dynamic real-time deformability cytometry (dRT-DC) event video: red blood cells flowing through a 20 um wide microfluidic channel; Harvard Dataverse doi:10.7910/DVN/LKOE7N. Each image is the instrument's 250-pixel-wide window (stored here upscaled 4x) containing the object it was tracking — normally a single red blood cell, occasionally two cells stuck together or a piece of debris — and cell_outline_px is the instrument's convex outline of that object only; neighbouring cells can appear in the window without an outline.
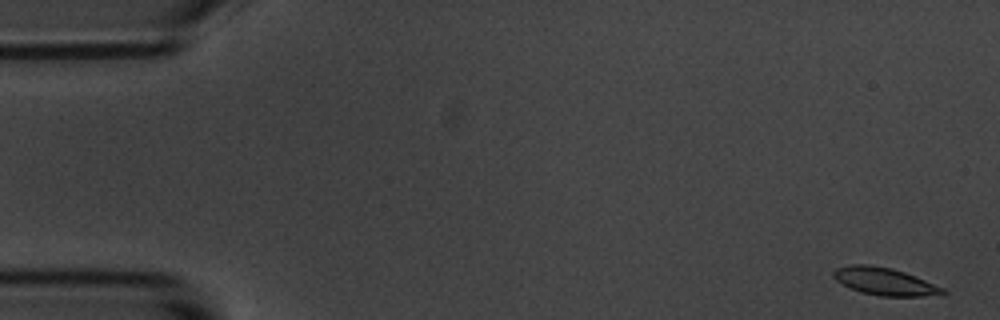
{"species": "common noctule bat (a hibernating species)", "species_latin": "Nyctalus noctula", "temperature_condition": "room temperature", "stored_images_in_passage": 55, "camera_frame_rate_fps": 3000, "um_per_image_px": 0.085, "animal": {"sex": "male", "body_mass_g": 20.1, "forearm_length_mm": 53.5}, "frame": {"image": 1, "passage_image": 1, "time_ms": 0.0, "image_size_px": [1000, 320], "cell_outline_px": [[948, 292], [944, 296], [880, 296], [860, 292], [836, 280], [832, 276], [832, 272], [836, 268], [852, 264], [864, 264], [892, 268], [904, 272], [944, 288]], "centroid_in_image_um": [75.23, 23.93], "position_along_channel_um": 9.8, "area_um2": 17.51}}
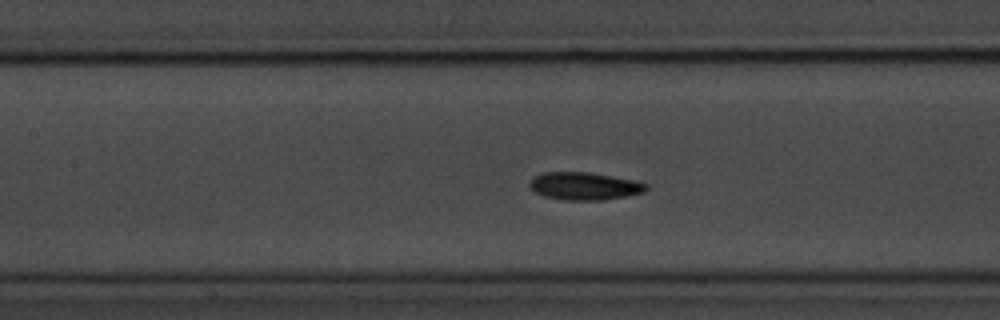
{"frame": {"image": 2, "passage_image": 24, "time_ms": 7.667, "image_size_px": [1000, 320], "cell_outline_px": [[648, 188], [644, 192], [628, 196], [604, 200], [560, 200], [544, 196], [536, 192], [528, 184], [536, 176], [544, 172], [588, 172], [636, 180], [648, 184]], "centroid_in_image_um": [49.72, 15.82], "position_along_channel_um": 157.7, "area_um2": 18.84}}
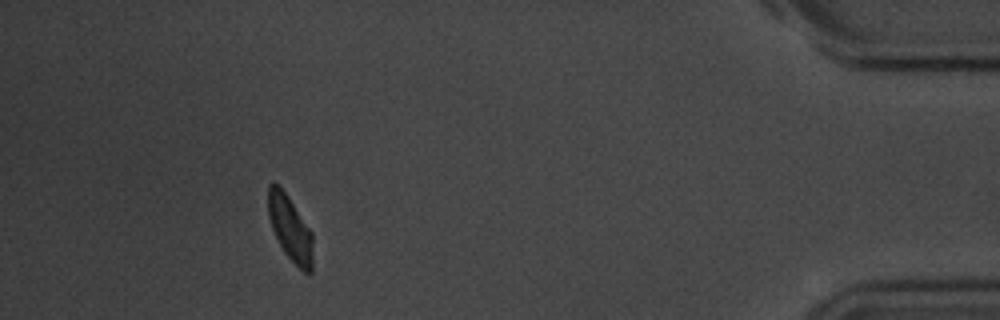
{"frame": {"image": 3, "passage_image": 50, "time_ms": 16.333, "image_size_px": [1000, 320], "cell_outline_px": [[312, 272], [304, 272], [284, 252], [272, 228], [268, 216], [268, 184], [272, 180], [288, 196], [312, 232]], "centroid_in_image_um": [24.65, 19.38], "position_along_channel_um": 410.6, "area_um2": 16.7}, "authors_computed_cell_mechanics": {"area_um2": 17.9758, "velocity_mm_per_s": 3.5974, "shape_relaxation_time_tau1_ms": 2.4949, "shape_relaxation_time_tau2_ms": 8.5671, "deformation_change_tau1": 0.1057, "deformation_change_tau2": 0.1381}}